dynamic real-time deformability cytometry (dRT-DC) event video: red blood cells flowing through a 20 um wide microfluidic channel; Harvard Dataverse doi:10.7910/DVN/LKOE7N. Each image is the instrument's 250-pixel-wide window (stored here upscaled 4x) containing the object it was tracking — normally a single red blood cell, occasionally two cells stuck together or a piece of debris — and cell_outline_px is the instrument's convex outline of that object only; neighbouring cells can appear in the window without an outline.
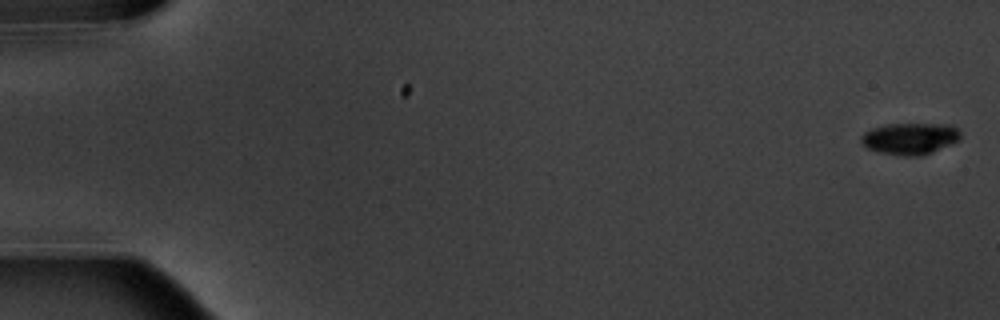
{"species": "common noctule bat (a hibernating species)", "species_latin": "Nyctalus noctula", "temperature_condition": "warm", "stored_images_in_passage": 6, "camera_frame_rate_fps": 3000, "um_per_image_px": 0.085, "animal": {"sex": "male", "body_mass_g": 20.1, "forearm_length_mm": 53.5}, "frame": {"image": 1, "passage_image": 1, "time_ms": 0.0, "image_size_px": [1000, 320], "cell_outline_px": [[960, 140], [952, 144], [932, 152], [920, 156], [904, 156], [880, 152], [868, 148], [860, 144], [860, 136], [864, 132], [872, 128], [888, 124], [952, 124], [960, 132]], "centroid_in_image_um": [77.35, 11.77], "position_along_channel_um": 7.7, "area_um2": 18.44}}
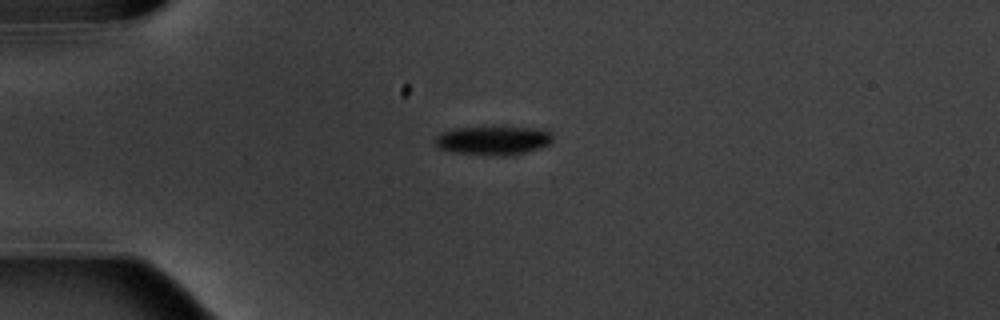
{"frame": {"image": 2, "passage_image": 5, "time_ms": 4.667, "image_size_px": [1000, 320], "cell_outline_px": [[552, 140], [548, 144], [540, 148], [508, 156], [500, 156], [452, 152], [440, 148], [432, 144], [432, 140], [440, 132], [452, 128], [504, 124], [544, 128], [552, 136]], "centroid_in_image_um": [41.89, 11.87], "position_along_channel_um": 43.1, "area_um2": 21.04}}